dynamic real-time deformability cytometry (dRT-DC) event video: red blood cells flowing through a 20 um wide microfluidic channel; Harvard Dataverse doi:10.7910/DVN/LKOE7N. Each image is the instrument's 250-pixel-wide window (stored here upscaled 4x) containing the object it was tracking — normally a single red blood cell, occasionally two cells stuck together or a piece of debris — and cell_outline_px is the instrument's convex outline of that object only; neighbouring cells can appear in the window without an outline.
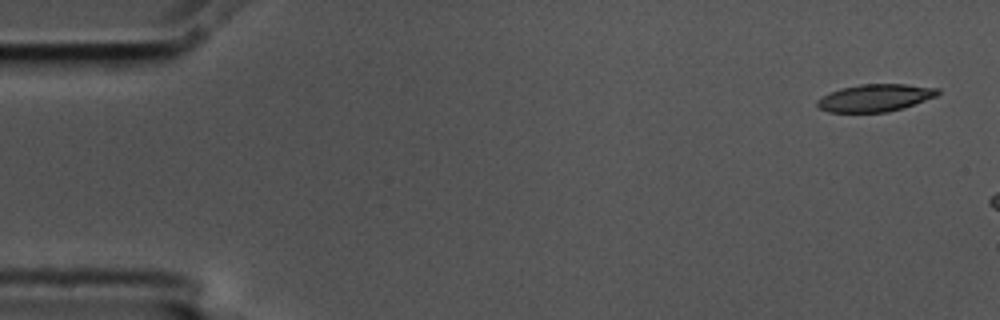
{"species": "common noctule bat (a hibernating species)", "species_latin": "Nyctalus noctula", "temperature_condition": "cold", "stored_images_in_passage": 3, "camera_frame_rate_fps": 3000, "um_per_image_px": 0.085, "animal": {"sex": "male", "body_mass_g": 17.5, "forearm_length_mm": 52.3}, "frame": {"image": 1, "passage_image": 1, "time_ms": 0.0, "image_size_px": [1000, 320], "cell_outline_px": [[940, 92], [936, 96], [888, 112], [828, 112], [820, 108], [816, 104], [816, 100], [828, 92], [840, 88], [860, 84], [904, 84], [940, 88]], "centroid_in_image_um": [74.34, 8.3], "position_along_channel_um": 10.7, "area_um2": 19.13}}